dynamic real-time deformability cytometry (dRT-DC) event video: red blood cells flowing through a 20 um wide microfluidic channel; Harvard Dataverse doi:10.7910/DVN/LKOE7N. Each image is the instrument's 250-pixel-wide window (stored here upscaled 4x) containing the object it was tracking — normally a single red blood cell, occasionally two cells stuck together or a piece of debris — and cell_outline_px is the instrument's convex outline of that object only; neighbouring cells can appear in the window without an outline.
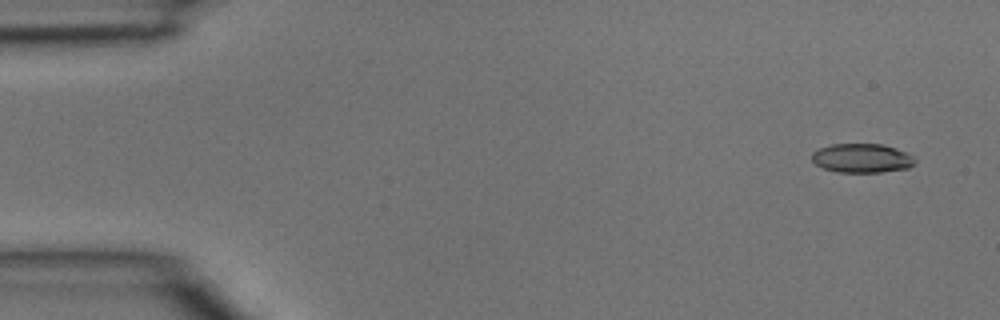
{"species": "common noctule bat (a hibernating species)", "species_latin": "Nyctalus noctula", "temperature_condition": "room temperature", "stored_images_in_passage": 4, "camera_frame_rate_fps": 3000, "um_per_image_px": 0.085, "animal": {"sex": "male", "body_mass_g": 15.6}, "frame": {"image": 1, "passage_image": 1, "time_ms": 0.0, "image_size_px": [1000, 320], "cell_outline_px": [[916, 160], [908, 168], [880, 172], [840, 172], [824, 168], [816, 164], [812, 160], [812, 152], [820, 148], [832, 144], [884, 144], [896, 148], [912, 156]], "centroid_in_image_um": [73.25, 13.44], "position_along_channel_um": 11.7, "area_um2": 17.28}}
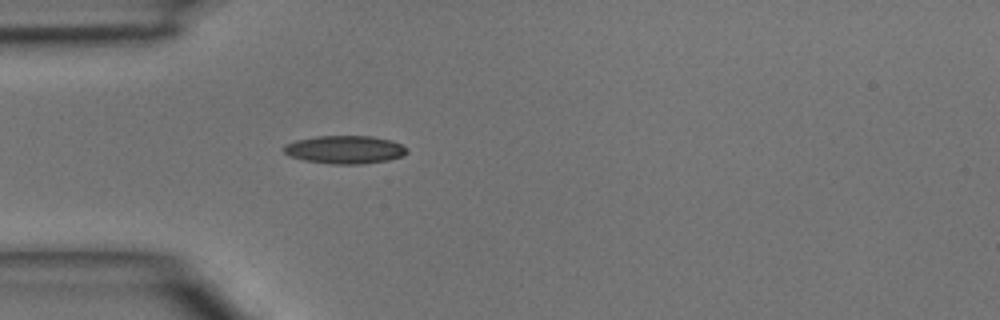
{"frame": {"image": 2, "passage_image": 4, "time_ms": 1.0, "image_size_px": [1000, 320], "cell_outline_px": [[408, 152], [400, 156], [388, 160], [360, 164], [332, 164], [304, 160], [288, 156], [284, 152], [284, 144], [296, 140], [316, 136], [372, 136], [392, 140], [408, 148]], "centroid_in_image_um": [29.3, 12.71], "position_along_channel_um": 55.7, "area_um2": 20.17}}